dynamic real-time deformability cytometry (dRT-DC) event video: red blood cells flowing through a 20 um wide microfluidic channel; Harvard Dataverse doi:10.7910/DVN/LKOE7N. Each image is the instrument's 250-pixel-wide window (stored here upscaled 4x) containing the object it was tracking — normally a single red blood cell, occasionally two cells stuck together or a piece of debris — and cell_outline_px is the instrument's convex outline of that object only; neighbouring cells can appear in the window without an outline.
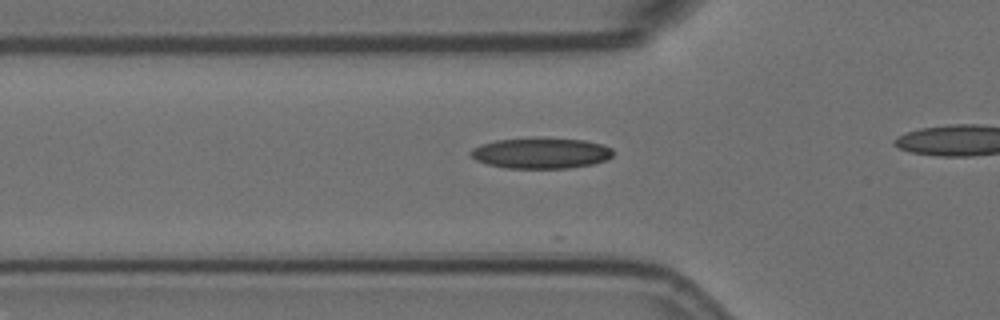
{"species": "Egyptian fruit bat (a non-hibernating species)", "species_latin": "Rousettus aegyptiacus", "temperature_condition": "room temperature", "stored_images_in_passage": 12, "camera_frame_rate_fps": 3000, "um_per_image_px": 0.085, "animal": {"sex": "female"}, "frame": {"image": 1, "passage_image": 9, "time_ms": 2.667, "image_size_px": [1000, 320], "cell_outline_px": [[612, 156], [608, 160], [592, 164], [568, 168], [504, 168], [488, 164], [476, 160], [468, 152], [472, 148], [480, 144], [496, 140], [532, 136], [540, 136], [584, 140], [600, 144], [612, 148]], "centroid_in_image_um": [45.96, 12.99], "position_along_channel_um": 79.8, "area_um2": 26.13}}